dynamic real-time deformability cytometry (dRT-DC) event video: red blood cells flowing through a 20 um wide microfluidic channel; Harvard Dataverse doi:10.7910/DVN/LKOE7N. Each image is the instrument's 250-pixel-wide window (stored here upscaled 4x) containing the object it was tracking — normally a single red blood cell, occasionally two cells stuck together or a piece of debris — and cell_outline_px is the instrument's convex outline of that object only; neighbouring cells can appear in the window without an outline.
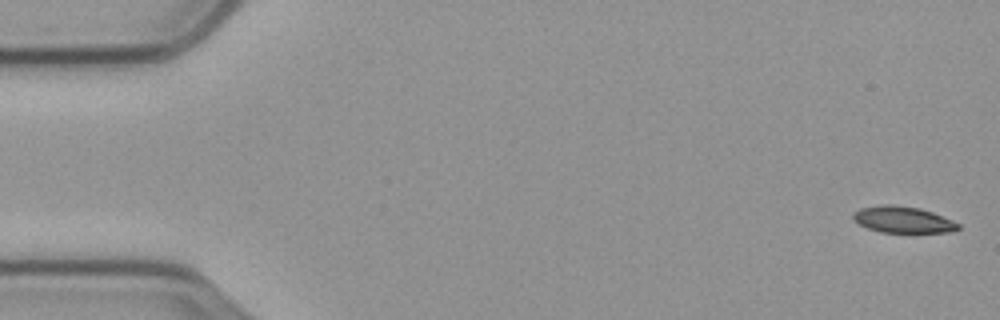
{"species": "common noctule bat (a hibernating species)", "species_latin": "Nyctalus noctula", "temperature_condition": "cold", "stored_images_in_passage": 58, "camera_frame_rate_fps": 3000, "um_per_image_px": 0.085, "animal": {"sex": "male", "body_mass_g": 23.1, "forearm_length_mm": 52.7}, "frame": {"image": 1, "passage_image": 1, "time_ms": 0.0, "image_size_px": [1000, 320], "cell_outline_px": [[960, 228], [952, 232], [880, 232], [868, 228], [852, 220], [852, 212], [860, 208], [884, 204], [892, 204], [920, 208], [932, 212], [952, 220], [960, 224]], "centroid_in_image_um": [76.72, 18.66], "position_along_channel_um": 8.3, "area_um2": 16.24}}
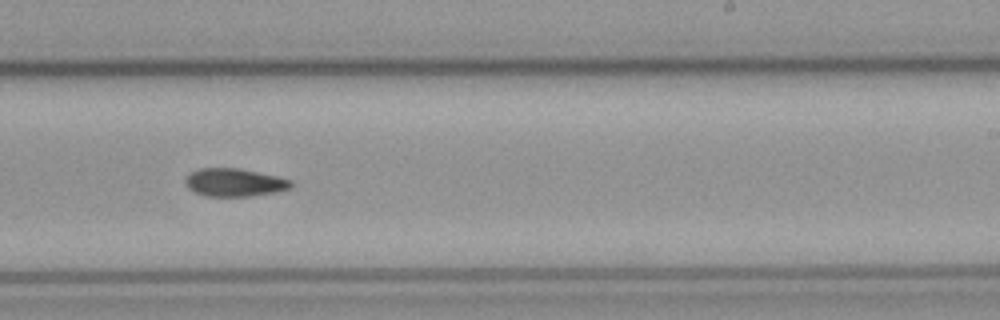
{"frame": {"image": 2, "passage_image": 35, "time_ms": 11.333, "image_size_px": [1000, 320], "cell_outline_px": [[292, 188], [276, 192], [252, 196], [204, 196], [188, 188], [184, 180], [192, 172], [200, 168], [240, 168], [276, 176], [292, 180]], "centroid_in_image_um": [19.95, 15.51], "position_along_channel_um": 269.0, "area_um2": 17.22}}
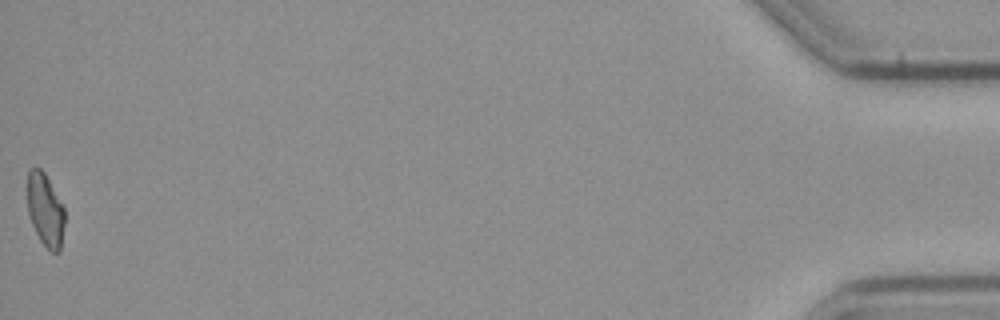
{"frame": {"image": 3, "passage_image": 58, "time_ms": 19.0, "image_size_px": [1000, 320], "cell_outline_px": [[64, 224], [60, 252], [52, 252], [40, 240], [32, 224], [28, 212], [28, 168], [40, 168], [44, 172], [64, 208]], "centroid_in_image_um": [3.85, 17.85], "position_along_channel_um": 431.4, "area_um2": 15.55}, "authors_computed_cell_mechanics": {"area_um2": 17.0799, "velocity_mm_per_s": 3.5187, "shape_relaxation_time_tau1_ms": 10.2505, "shape_relaxation_time_tau2_ms": null, "deformation_change_tau1": 0.1974, "deformation_change_tau2": null}}